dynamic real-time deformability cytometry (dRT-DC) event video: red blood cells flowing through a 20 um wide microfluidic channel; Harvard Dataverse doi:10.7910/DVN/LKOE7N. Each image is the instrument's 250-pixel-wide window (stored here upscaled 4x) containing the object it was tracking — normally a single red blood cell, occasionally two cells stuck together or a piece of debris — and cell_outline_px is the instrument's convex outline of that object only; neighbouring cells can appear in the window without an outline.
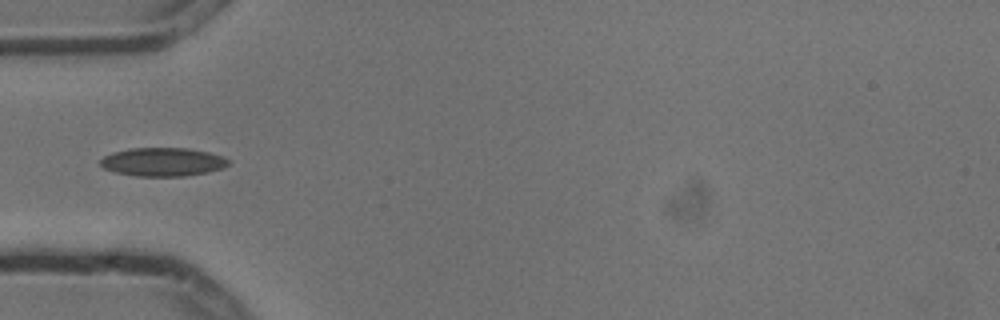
{"species": "common noctule bat (a hibernating species)", "species_latin": "Nyctalus noctula", "temperature_condition": "cold", "stored_images_in_passage": 2, "camera_frame_rate_fps": 3000, "um_per_image_px": 0.085, "animal": {"sex": "male", "body_mass_g": 13.3}, "frame": {"image": 1, "passage_image": 2, "time_ms": 0.333, "image_size_px": [1000, 320], "cell_outline_px": [[228, 164], [220, 168], [208, 172], [184, 176], [136, 176], [116, 172], [104, 168], [100, 164], [100, 160], [104, 156], [112, 152], [128, 148], [188, 148], [208, 152], [220, 156], [228, 160]], "centroid_in_image_um": [13.78, 13.76], "position_along_channel_um": 71.2, "area_um2": 21.1}}